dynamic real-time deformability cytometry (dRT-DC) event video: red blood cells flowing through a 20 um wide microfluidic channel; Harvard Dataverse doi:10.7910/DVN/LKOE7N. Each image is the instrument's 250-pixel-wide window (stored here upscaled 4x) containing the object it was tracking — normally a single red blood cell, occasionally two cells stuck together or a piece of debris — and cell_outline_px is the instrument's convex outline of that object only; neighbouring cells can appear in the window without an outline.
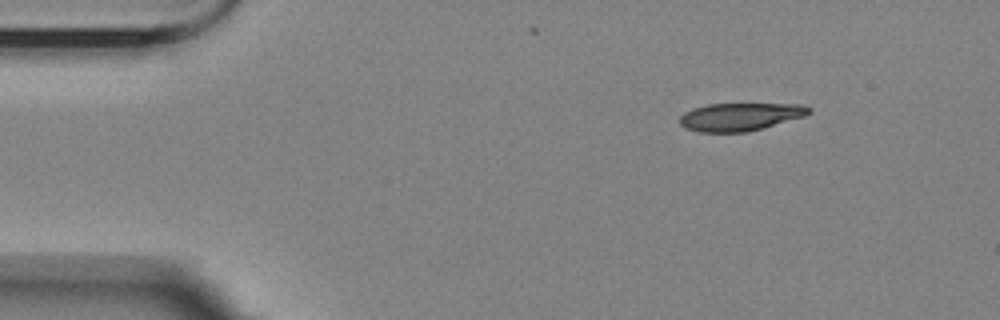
{"species": "Egyptian fruit bat (a non-hibernating species)", "species_latin": "Rousettus aegyptiacus", "temperature_condition": "room temperature", "stored_images_in_passage": 4, "segment_of_instrument_passage": [1, 2], "camera_frame_rate_fps": 3000, "um_per_image_px": 0.085, "animal": {"sex": "female"}, "frame": {"image": 1, "passage_image": 1, "time_ms": 0.0, "image_size_px": [1000, 320], "cell_outline_px": [[812, 112], [804, 116], [748, 132], [700, 132], [684, 128], [680, 124], [680, 116], [684, 112], [692, 108], [708, 104], [804, 104], [812, 108]], "centroid_in_image_um": [62.9, 9.92], "position_along_channel_um": 22.1, "area_um2": 21.04}}